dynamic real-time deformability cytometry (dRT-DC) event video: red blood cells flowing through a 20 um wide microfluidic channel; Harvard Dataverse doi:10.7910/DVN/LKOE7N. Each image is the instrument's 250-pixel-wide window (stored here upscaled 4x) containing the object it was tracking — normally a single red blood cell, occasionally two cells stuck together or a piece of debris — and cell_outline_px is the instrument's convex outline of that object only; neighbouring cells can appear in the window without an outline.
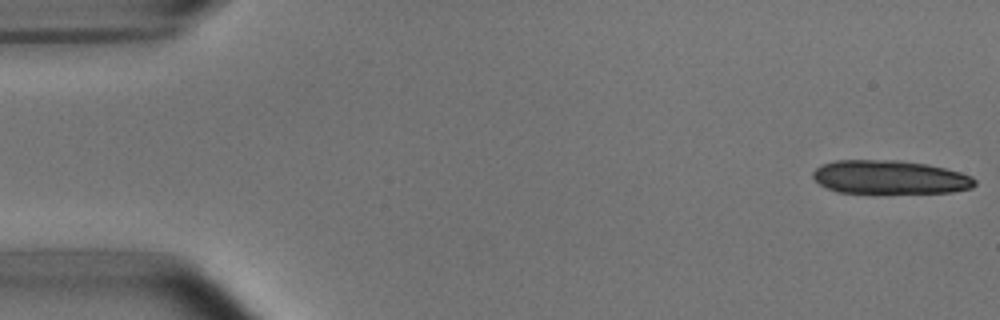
{"species": "common noctule bat (a hibernating species)", "species_latin": "Nyctalus noctula", "temperature_condition": "room temperature", "stored_images_in_passage": 11, "camera_frame_rate_fps": 3000, "um_per_image_px": 0.085, "animal": {"sex": "male", "body_mass_g": 15.6}, "frame": {"image": 1, "passage_image": 1, "time_ms": 0.0, "image_size_px": [1000, 320], "cell_outline_px": [[976, 184], [972, 188], [952, 192], [836, 192], [820, 184], [812, 176], [812, 172], [820, 164], [836, 160], [900, 160], [928, 164], [960, 172], [972, 176], [976, 180]], "centroid_in_image_um": [75.63, 15.04], "position_along_channel_um": 9.4, "area_um2": 31.62}}